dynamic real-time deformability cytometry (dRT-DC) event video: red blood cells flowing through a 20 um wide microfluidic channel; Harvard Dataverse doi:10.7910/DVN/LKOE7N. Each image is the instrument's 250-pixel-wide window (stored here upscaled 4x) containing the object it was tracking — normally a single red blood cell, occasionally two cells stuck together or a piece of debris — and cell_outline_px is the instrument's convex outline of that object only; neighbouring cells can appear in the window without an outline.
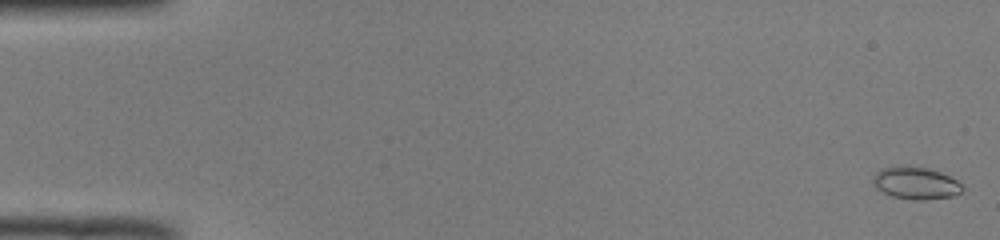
{"species": "common noctule bat (a hibernating species)", "species_latin": "Nyctalus noctula", "temperature_condition": "room temperature", "stored_images_in_passage": 52, "camera_frame_rate_fps": 3000, "um_per_image_px": 0.085, "animal": {"sex": "male", "body_mass_g": 19.0, "forearm_length_mm": 50.8}, "frame": {"image": 1, "passage_image": 1, "time_ms": 0.0, "image_size_px": [1000, 240], "cell_outline_px": [[964, 188], [960, 192], [952, 196], [924, 200], [912, 200], [892, 196], [876, 188], [872, 180], [872, 176], [880, 168], [896, 164], [908, 164], [928, 168], [940, 172], [956, 180]], "centroid_in_image_um": [77.78, 15.52], "position_along_channel_um": 7.2, "area_um2": 17.17}}
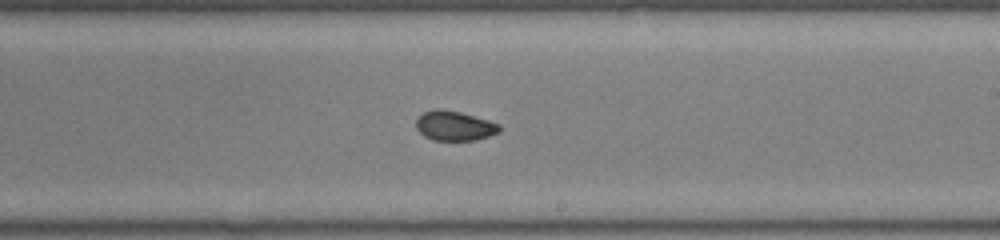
{"frame": {"image": 2, "passage_image": 31, "time_ms": 10.0, "image_size_px": [1000, 240], "cell_outline_px": [[500, 132], [476, 140], [432, 140], [424, 136], [416, 128], [416, 120], [424, 112], [436, 108], [440, 108], [460, 112], [488, 120], [500, 124]], "centroid_in_image_um": [38.63, 10.69], "position_along_channel_um": 250.4, "area_um2": 14.39}}
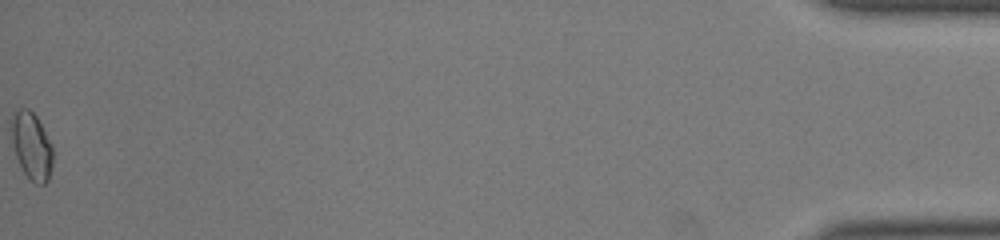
{"frame": {"image": 3, "passage_image": 52, "time_ms": 17.0, "image_size_px": [1000, 240], "cell_outline_px": [[52, 164], [48, 180], [44, 184], [36, 184], [20, 168], [12, 144], [12, 112], [20, 108], [28, 108], [36, 116], [52, 144]], "centroid_in_image_um": [2.68, 12.39], "position_along_channel_um": 432.5, "area_um2": 16.13}, "authors_computed_cell_mechanics": {"area_um2": 14.9413, "velocity_mm_per_s": 3.9997, "shape_relaxation_time_tau1_ms": 5.5658, "shape_relaxation_time_tau2_ms": 0.9615, "deformation_change_tau1": 0.1395, "deformation_change_tau2": 0.0446}}